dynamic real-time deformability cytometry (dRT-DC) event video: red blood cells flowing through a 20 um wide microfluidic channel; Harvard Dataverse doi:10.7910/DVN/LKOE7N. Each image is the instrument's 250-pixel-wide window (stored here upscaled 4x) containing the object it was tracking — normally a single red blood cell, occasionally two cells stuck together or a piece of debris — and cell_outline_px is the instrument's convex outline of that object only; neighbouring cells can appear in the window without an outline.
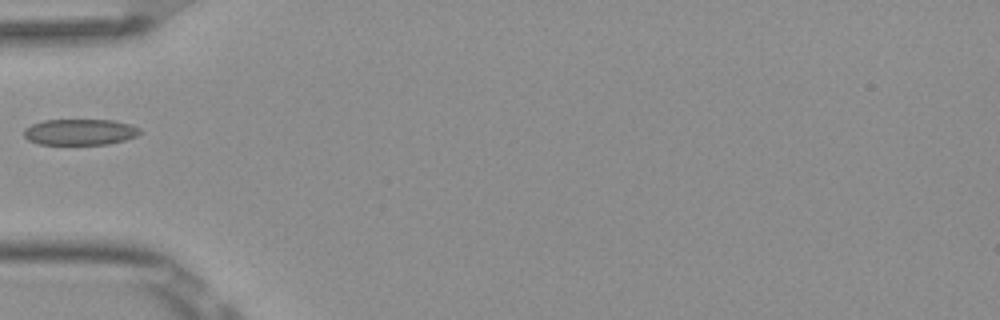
{"species": "Egyptian fruit bat (a non-hibernating species)", "species_latin": "Rousettus aegyptiacus", "temperature_condition": "room temperature", "stored_images_in_passage": 6, "camera_frame_rate_fps": 3000, "um_per_image_px": 0.085, "frame": {"image": 1, "passage_image": 6, "time_ms": 1.667, "image_size_px": [1000, 320], "cell_outline_px": [[140, 132], [136, 136], [124, 140], [108, 144], [40, 144], [28, 140], [24, 136], [24, 128], [32, 124], [44, 120], [112, 120], [132, 124], [140, 128]], "centroid_in_image_um": [6.8, 11.21], "position_along_channel_um": 78.2, "area_um2": 17.57}}